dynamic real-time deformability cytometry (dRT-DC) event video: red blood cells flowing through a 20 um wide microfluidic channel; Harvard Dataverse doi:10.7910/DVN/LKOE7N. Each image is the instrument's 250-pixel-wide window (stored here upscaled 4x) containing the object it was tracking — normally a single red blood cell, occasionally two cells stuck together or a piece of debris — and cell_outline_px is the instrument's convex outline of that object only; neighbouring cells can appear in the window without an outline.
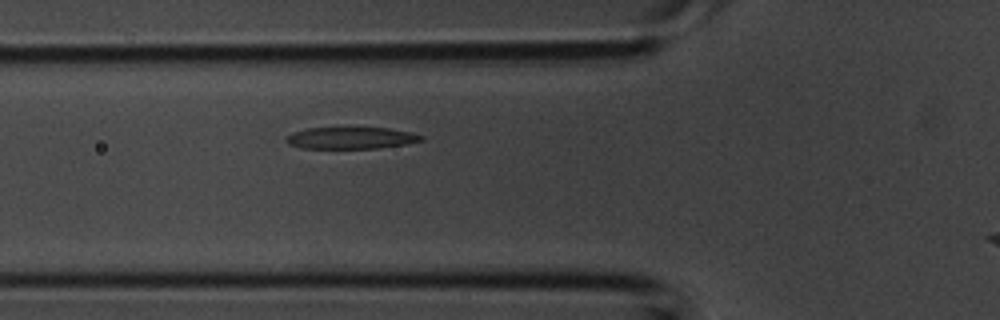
{"species": "common noctule bat (a hibernating species)", "species_latin": "Nyctalus noctula", "temperature_condition": "room temperature", "stored_images_in_passage": 6, "segment_of_instrument_passage": [1, 2], "camera_frame_rate_fps": 3000, "um_per_image_px": 0.085, "animal": {"sex": "male", "body_mass_g": 20.1, "forearm_length_mm": 53.5}, "frame": {"image": 1, "passage_image": 5, "time_ms": 1.333, "image_size_px": [1000, 320], "cell_outline_px": [[424, 140], [408, 144], [380, 148], [300, 148], [288, 144], [284, 140], [284, 136], [292, 132], [308, 128], [388, 128], [412, 132], [424, 136]], "centroid_in_image_um": [29.83, 11.73], "position_along_channel_um": 96.0, "area_um2": 17.34}}